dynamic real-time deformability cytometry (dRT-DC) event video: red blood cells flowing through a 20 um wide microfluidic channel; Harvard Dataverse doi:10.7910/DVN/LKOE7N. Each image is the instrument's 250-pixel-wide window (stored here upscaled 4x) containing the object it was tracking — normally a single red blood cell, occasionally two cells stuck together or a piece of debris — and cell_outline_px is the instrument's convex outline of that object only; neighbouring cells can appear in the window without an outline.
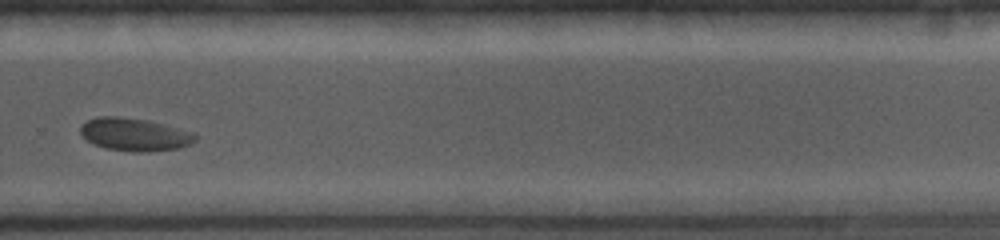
{"species": "common noctule bat (a hibernating species)", "species_latin": "Nyctalus noctula", "temperature_condition": "cold", "stored_images_in_passage": 14, "camera_frame_rate_fps": 5000, "um_per_image_px": 0.085, "animal": {"sex": "female", "body_mass_g": 19.0, "forearm_length_mm": 56.7}, "frame": {"image": 1, "passage_image": 10, "time_ms": 7.2, "image_size_px": [1000, 240], "cell_outline_px": [[196, 140], [192, 144], [180, 148], [144, 152], [132, 152], [108, 148], [96, 144], [88, 140], [80, 132], [80, 124], [88, 120], [100, 116], [120, 116], [148, 120], [196, 132]], "centroid_in_image_um": [11.49, 11.42], "position_along_channel_um": 318.3, "area_um2": 22.08}}
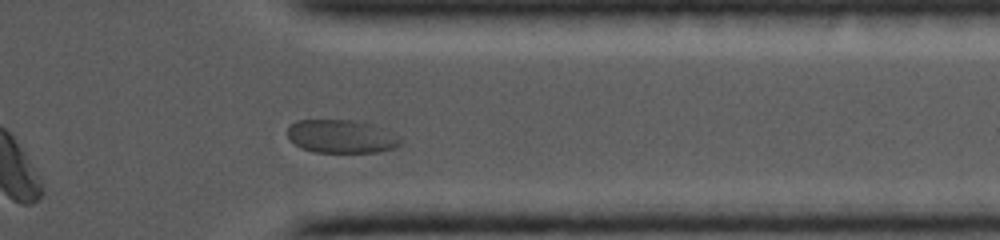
{"frame": {"image": 2, "passage_image": 12, "time_ms": 8.6, "image_size_px": [1000, 240], "cell_outline_px": [[404, 140], [400, 144], [392, 148], [380, 152], [312, 152], [300, 148], [288, 136], [288, 128], [296, 120], [348, 120], [372, 124], [400, 136]], "centroid_in_image_um": [29.03, 11.6], "position_along_channel_um": 382.4, "area_um2": 21.85}}
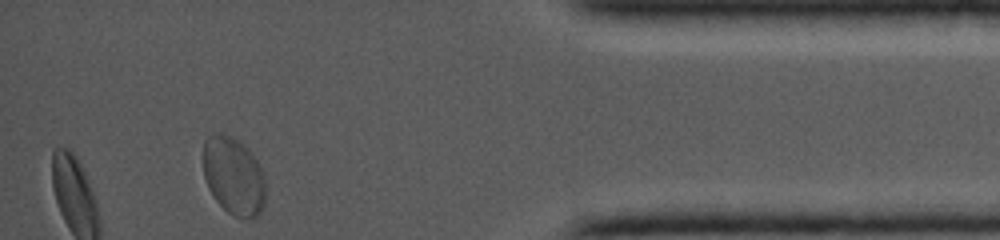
{"frame": {"image": 3, "passage_image": 14, "time_ms": 10.0, "image_size_px": [1000, 240], "cell_outline_px": [[264, 204], [260, 212], [252, 220], [244, 220], [232, 216], [216, 200], [208, 188], [204, 176], [204, 140], [208, 136], [228, 136], [244, 144], [256, 160], [264, 176]], "centroid_in_image_um": [19.87, 15.03], "position_along_channel_um": 415.3, "area_um2": 27.92}}